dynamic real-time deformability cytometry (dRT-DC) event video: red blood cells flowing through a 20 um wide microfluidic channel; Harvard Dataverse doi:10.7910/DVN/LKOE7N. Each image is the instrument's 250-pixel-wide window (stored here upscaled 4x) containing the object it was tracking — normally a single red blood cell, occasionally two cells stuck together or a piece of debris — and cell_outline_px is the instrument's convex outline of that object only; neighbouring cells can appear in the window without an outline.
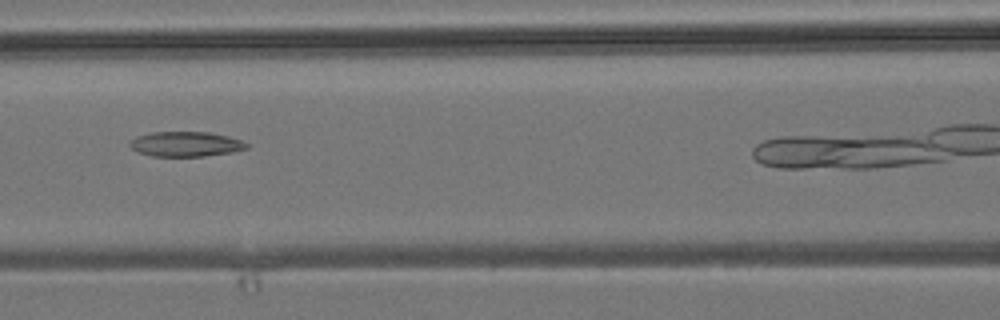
{"species": "common noctule bat (a hibernating species)", "species_latin": "Nyctalus noctula", "temperature_condition": "room temperature", "stored_images_in_passage": 5, "camera_frame_rate_fps": 3000, "um_per_image_px": 0.085, "animal": {"sex": "male", "body_mass_g": 19.2, "forearm_length_mm": 51.8}, "frame": {"image": 1, "passage_image": 4, "time_ms": 4.333, "image_size_px": [1000, 320], "cell_outline_px": [[248, 148], [232, 152], [204, 156], [152, 156], [140, 152], [132, 148], [128, 144], [136, 136], [152, 132], [212, 132], [228, 136], [240, 140], [248, 144]], "centroid_in_image_um": [15.8, 12.24], "position_along_channel_um": 150.8, "area_um2": 16.88}}